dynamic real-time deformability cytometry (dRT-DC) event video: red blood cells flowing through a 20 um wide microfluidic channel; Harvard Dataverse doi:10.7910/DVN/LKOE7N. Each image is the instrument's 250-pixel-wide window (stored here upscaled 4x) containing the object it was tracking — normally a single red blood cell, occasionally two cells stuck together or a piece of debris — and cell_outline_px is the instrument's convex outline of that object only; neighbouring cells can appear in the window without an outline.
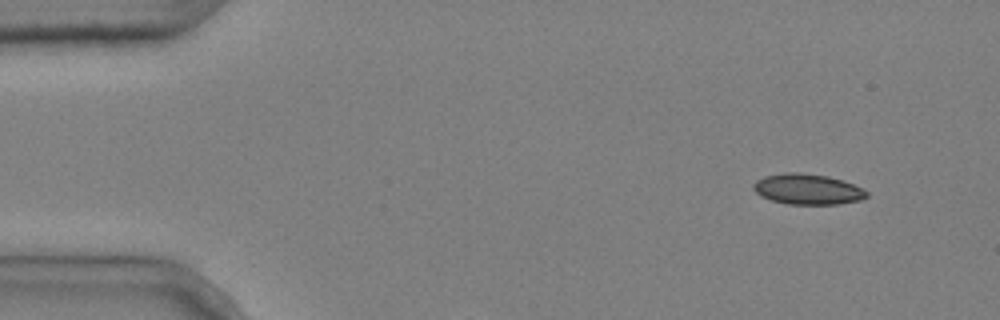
{"species": "common noctule bat (a hibernating species)", "species_latin": "Nyctalus noctula", "temperature_condition": "cold", "stored_images_in_passage": 3, "camera_frame_rate_fps": 3000, "um_per_image_px": 0.085, "animal": {"sex": "male", "body_mass_g": 20.4}, "frame": {"image": 1, "passage_image": 1, "time_ms": 0.0, "image_size_px": [1000, 320], "cell_outline_px": [[868, 196], [860, 200], [840, 204], [788, 204], [772, 200], [760, 196], [752, 188], [752, 184], [756, 180], [764, 176], [784, 172], [800, 172], [828, 176], [844, 180], [864, 188], [868, 192]], "centroid_in_image_um": [68.65, 16.07], "position_along_channel_um": 16.3, "area_um2": 20.46}}